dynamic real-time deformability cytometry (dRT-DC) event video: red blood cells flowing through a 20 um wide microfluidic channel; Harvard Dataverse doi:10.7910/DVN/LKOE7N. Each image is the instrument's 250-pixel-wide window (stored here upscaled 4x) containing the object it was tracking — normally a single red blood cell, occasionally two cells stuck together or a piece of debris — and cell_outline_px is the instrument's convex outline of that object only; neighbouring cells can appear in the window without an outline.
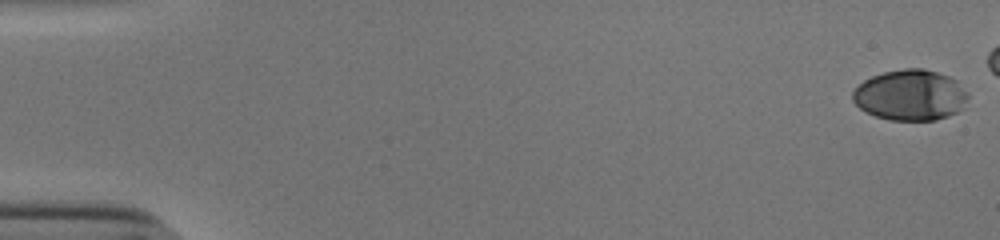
{"species": "human", "species_latin": "Homo sapiens", "temperature_condition": "cold", "stored_images_in_passage": 49, "camera_frame_rate_fps": 3000, "um_per_image_px": 0.085, "donor": {"sex": "male"}, "frame": {"image": 1, "passage_image": 1, "time_ms": 0.0, "image_size_px": [1000, 240], "cell_outline_px": [[968, 96], [964, 108], [948, 116], [936, 120], [892, 120], [876, 116], [860, 108], [852, 100], [852, 92], [864, 80], [872, 76], [884, 72], [904, 68], [924, 68], [948, 76], [956, 80], [968, 92]], "centroid_in_image_um": [77.4, 8.08], "position_along_channel_um": 7.6, "area_um2": 34.1}}
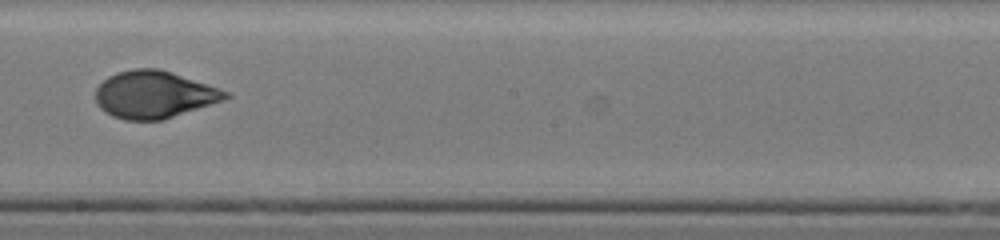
{"frame": {"image": 2, "passage_image": 32, "time_ms": 10.333, "image_size_px": [1000, 240], "cell_outline_px": [[232, 96], [224, 100], [164, 120], [124, 120], [112, 116], [100, 108], [96, 100], [96, 88], [108, 76], [116, 72], [132, 68], [160, 68], [232, 92]], "centroid_in_image_um": [13.13, 8.03], "position_along_channel_um": 235.1, "area_um2": 36.13}}
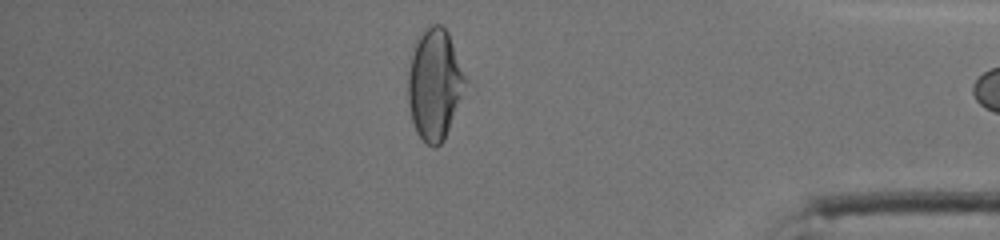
{"frame": {"image": 3, "passage_image": 47, "time_ms": 15.333, "image_size_px": [1000, 240], "cell_outline_px": [[468, 80], [444, 140], [436, 148], [432, 148], [416, 132], [412, 120], [408, 104], [408, 72], [416, 36], [432, 24], [440, 24], [448, 32]], "centroid_in_image_um": [36.94, 7.15], "position_along_channel_um": 398.3, "area_um2": 37.05}, "authors_computed_cell_mechanics": {"area_um2": 35.6048, "velocity_mm_per_s": 3.8547, "shape_relaxation_time_tau1_ms": 5.72, "shape_relaxation_time_tau2_ms": 0.8865, "deformation_change_tau1": 0.2125, "deformation_change_tau2": 0.0514}}